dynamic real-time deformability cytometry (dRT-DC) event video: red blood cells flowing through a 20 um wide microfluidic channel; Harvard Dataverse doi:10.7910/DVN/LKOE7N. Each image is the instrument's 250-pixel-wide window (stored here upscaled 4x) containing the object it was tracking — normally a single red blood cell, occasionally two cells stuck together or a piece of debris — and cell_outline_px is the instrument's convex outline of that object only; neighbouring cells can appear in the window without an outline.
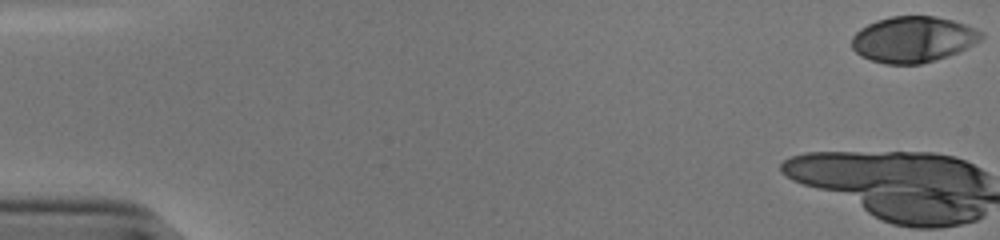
{"species": "human", "species_latin": "Homo sapiens", "temperature_condition": "cold", "stored_images_in_passage": 52, "camera_frame_rate_fps": 3000, "um_per_image_px": 0.085, "donor": {"sex": "male"}, "frame": {"image": 1, "passage_image": 1, "time_ms": 0.0, "image_size_px": [1000, 240], "cell_outline_px": [[984, 36], [980, 40], [956, 52], [936, 60], [920, 64], [884, 64], [860, 56], [852, 48], [852, 36], [860, 28], [876, 20], [892, 16], [936, 16], [952, 20], [964, 24], [984, 32]], "centroid_in_image_um": [77.59, 3.34], "position_along_channel_um": 7.4, "area_um2": 34.56}}
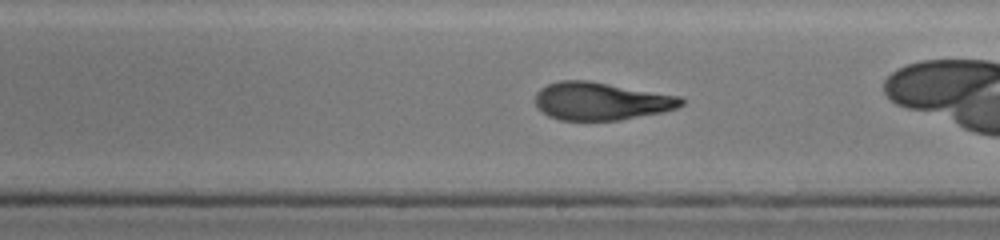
{"frame": {"image": 2, "passage_image": 30, "time_ms": 9.667, "image_size_px": [1000, 240], "cell_outline_px": [[684, 104], [676, 108], [664, 112], [620, 120], [560, 120], [548, 116], [536, 104], [536, 92], [540, 88], [548, 84], [560, 80], [588, 80], [680, 96], [684, 100]], "centroid_in_image_um": [51.1, 8.59], "position_along_channel_um": 237.9, "area_um2": 32.14}}
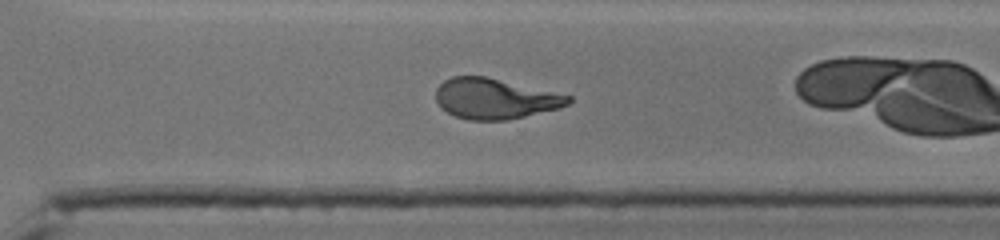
{"frame": {"image": 3, "passage_image": 37, "time_ms": 12.0, "image_size_px": [1000, 240], "cell_outline_px": [[572, 100], [568, 104], [560, 108], [508, 120], [468, 120], [456, 116], [440, 108], [436, 100], [436, 88], [444, 80], [452, 76], [484, 76], [572, 96]], "centroid_in_image_um": [42.05, 8.39], "position_along_channel_um": 328.5, "area_um2": 31.15}, "authors_computed_cell_mechanics": {"area_um2": 33.235, "velocity_mm_per_s": 3.8849, "shape_relaxation_time_tau1_ms": 5.837, "shape_relaxation_time_tau2_ms": 1.8057, "deformation_change_tau1": 0.2783, "deformation_change_tau2": 0.1067}}